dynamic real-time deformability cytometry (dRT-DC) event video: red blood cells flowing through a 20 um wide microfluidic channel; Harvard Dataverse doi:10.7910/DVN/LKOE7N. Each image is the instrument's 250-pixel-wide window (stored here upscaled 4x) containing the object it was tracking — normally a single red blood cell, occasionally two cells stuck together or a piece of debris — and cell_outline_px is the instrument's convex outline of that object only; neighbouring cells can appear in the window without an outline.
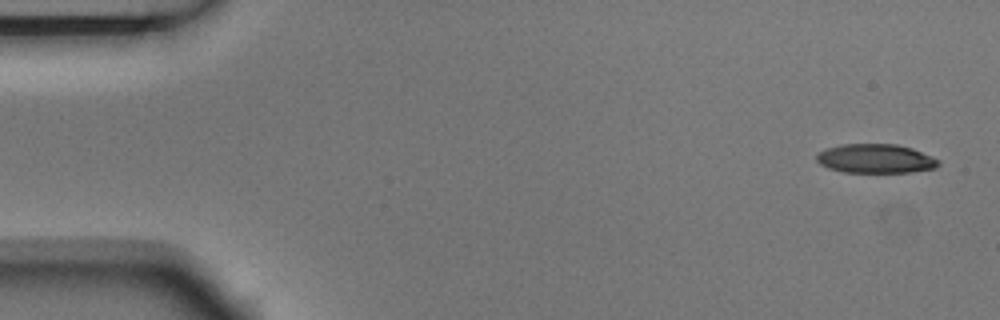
{"species": "Egyptian fruit bat (a non-hibernating species)", "species_latin": "Rousettus aegyptiacus", "temperature_condition": "room temperature", "stored_images_in_passage": 4, "camera_frame_rate_fps": 3000, "um_per_image_px": 0.085, "animal": {"sex": "male"}, "frame": {"image": 1, "passage_image": 1, "time_ms": 0.0, "image_size_px": [1000, 320], "cell_outline_px": [[940, 164], [936, 168], [912, 172], [844, 172], [828, 168], [820, 164], [816, 160], [816, 152], [824, 148], [840, 144], [896, 144], [912, 148], [932, 156], [940, 160]], "centroid_in_image_um": [74.4, 13.47], "position_along_channel_um": 10.6, "area_um2": 20.92}}
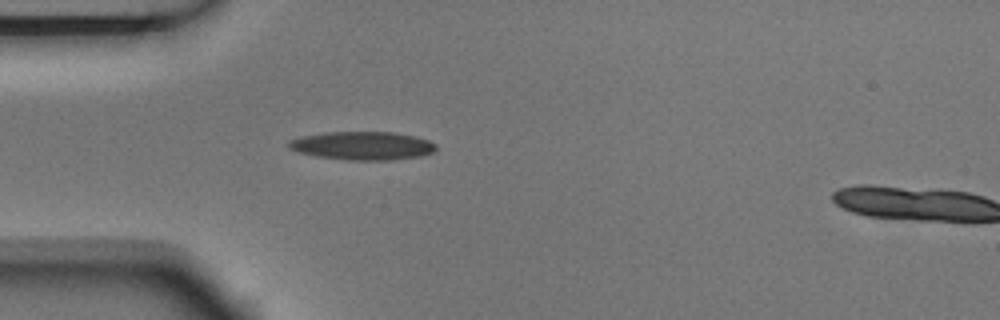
{"frame": {"image": 2, "passage_image": 3, "time_ms": 0.667, "image_size_px": [1000, 320], "cell_outline_px": [[436, 152], [420, 156], [392, 160], [344, 160], [316, 156], [300, 152], [288, 148], [288, 140], [300, 136], [324, 132], [396, 132], [416, 136], [428, 140], [436, 144]], "centroid_in_image_um": [30.82, 12.38], "position_along_channel_um": 54.2, "area_um2": 24.62}}